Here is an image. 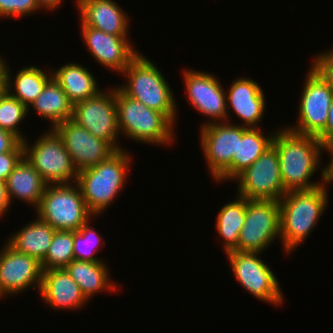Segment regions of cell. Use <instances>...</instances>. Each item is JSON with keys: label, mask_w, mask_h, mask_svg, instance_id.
<instances>
[{"label": "cell", "mask_w": 333, "mask_h": 333, "mask_svg": "<svg viewBox=\"0 0 333 333\" xmlns=\"http://www.w3.org/2000/svg\"><path fill=\"white\" fill-rule=\"evenodd\" d=\"M277 129L272 145L277 150L283 187L287 192L312 190L333 177L328 164L318 170L320 160H323L321 155H324L323 151L327 153V149L317 137L295 133L286 126ZM317 170L322 178L311 181Z\"/></svg>", "instance_id": "1"}, {"label": "cell", "mask_w": 333, "mask_h": 333, "mask_svg": "<svg viewBox=\"0 0 333 333\" xmlns=\"http://www.w3.org/2000/svg\"><path fill=\"white\" fill-rule=\"evenodd\" d=\"M330 183L333 177L312 190L288 191L279 200L280 240L286 255L294 253L318 224L329 206L327 186Z\"/></svg>", "instance_id": "2"}, {"label": "cell", "mask_w": 333, "mask_h": 333, "mask_svg": "<svg viewBox=\"0 0 333 333\" xmlns=\"http://www.w3.org/2000/svg\"><path fill=\"white\" fill-rule=\"evenodd\" d=\"M131 155L125 148L116 150L98 165L78 172L76 183L94 217L106 212L128 181Z\"/></svg>", "instance_id": "3"}, {"label": "cell", "mask_w": 333, "mask_h": 333, "mask_svg": "<svg viewBox=\"0 0 333 333\" xmlns=\"http://www.w3.org/2000/svg\"><path fill=\"white\" fill-rule=\"evenodd\" d=\"M121 75L125 76L123 78L127 82L118 87L127 96L163 113L174 125L176 124L179 112H176L174 92L165 76L151 60L140 52Z\"/></svg>", "instance_id": "4"}, {"label": "cell", "mask_w": 333, "mask_h": 333, "mask_svg": "<svg viewBox=\"0 0 333 333\" xmlns=\"http://www.w3.org/2000/svg\"><path fill=\"white\" fill-rule=\"evenodd\" d=\"M116 108L119 132L127 139L159 147L174 143L176 126L163 113L127 96L118 86Z\"/></svg>", "instance_id": "5"}, {"label": "cell", "mask_w": 333, "mask_h": 333, "mask_svg": "<svg viewBox=\"0 0 333 333\" xmlns=\"http://www.w3.org/2000/svg\"><path fill=\"white\" fill-rule=\"evenodd\" d=\"M36 215L55 230L78 231L94 216L77 183L47 184Z\"/></svg>", "instance_id": "6"}, {"label": "cell", "mask_w": 333, "mask_h": 333, "mask_svg": "<svg viewBox=\"0 0 333 333\" xmlns=\"http://www.w3.org/2000/svg\"><path fill=\"white\" fill-rule=\"evenodd\" d=\"M48 130L33 144L27 138L22 142L24 156L47 184L76 183L78 171L62 139L53 129Z\"/></svg>", "instance_id": "7"}, {"label": "cell", "mask_w": 333, "mask_h": 333, "mask_svg": "<svg viewBox=\"0 0 333 333\" xmlns=\"http://www.w3.org/2000/svg\"><path fill=\"white\" fill-rule=\"evenodd\" d=\"M259 255L261 253L236 250L226 253L237 283L256 299L280 307L285 299L278 278Z\"/></svg>", "instance_id": "8"}, {"label": "cell", "mask_w": 333, "mask_h": 333, "mask_svg": "<svg viewBox=\"0 0 333 333\" xmlns=\"http://www.w3.org/2000/svg\"><path fill=\"white\" fill-rule=\"evenodd\" d=\"M247 127L229 122L201 126L200 145L209 174L215 182L231 180V162L237 156L238 138Z\"/></svg>", "instance_id": "9"}, {"label": "cell", "mask_w": 333, "mask_h": 333, "mask_svg": "<svg viewBox=\"0 0 333 333\" xmlns=\"http://www.w3.org/2000/svg\"><path fill=\"white\" fill-rule=\"evenodd\" d=\"M108 90L102 89L97 96L73 104L71 120L107 141L115 150H121L124 148L118 140L121 133L117 123L116 87Z\"/></svg>", "instance_id": "10"}, {"label": "cell", "mask_w": 333, "mask_h": 333, "mask_svg": "<svg viewBox=\"0 0 333 333\" xmlns=\"http://www.w3.org/2000/svg\"><path fill=\"white\" fill-rule=\"evenodd\" d=\"M299 100L296 124L287 128L295 133L318 137L326 128L333 91L312 67H309Z\"/></svg>", "instance_id": "11"}, {"label": "cell", "mask_w": 333, "mask_h": 333, "mask_svg": "<svg viewBox=\"0 0 333 333\" xmlns=\"http://www.w3.org/2000/svg\"><path fill=\"white\" fill-rule=\"evenodd\" d=\"M277 238H280L279 201L247 199L246 217L235 250L262 253Z\"/></svg>", "instance_id": "12"}, {"label": "cell", "mask_w": 333, "mask_h": 333, "mask_svg": "<svg viewBox=\"0 0 333 333\" xmlns=\"http://www.w3.org/2000/svg\"><path fill=\"white\" fill-rule=\"evenodd\" d=\"M235 180L238 182L237 195L248 200L279 201L287 192L283 187L279 158L273 145Z\"/></svg>", "instance_id": "13"}, {"label": "cell", "mask_w": 333, "mask_h": 333, "mask_svg": "<svg viewBox=\"0 0 333 333\" xmlns=\"http://www.w3.org/2000/svg\"><path fill=\"white\" fill-rule=\"evenodd\" d=\"M182 71L188 102L190 101L192 107L200 114L211 118L208 122H203L201 126L220 122L230 123L231 116L226 109V91L220 85L219 79L207 71L202 72L191 68Z\"/></svg>", "instance_id": "14"}, {"label": "cell", "mask_w": 333, "mask_h": 333, "mask_svg": "<svg viewBox=\"0 0 333 333\" xmlns=\"http://www.w3.org/2000/svg\"><path fill=\"white\" fill-rule=\"evenodd\" d=\"M0 294L2 297L24 293L30 287L40 291L43 269L41 262L18 252L7 242L0 249Z\"/></svg>", "instance_id": "15"}, {"label": "cell", "mask_w": 333, "mask_h": 333, "mask_svg": "<svg viewBox=\"0 0 333 333\" xmlns=\"http://www.w3.org/2000/svg\"><path fill=\"white\" fill-rule=\"evenodd\" d=\"M53 130L62 139L78 172L98 165L116 151L107 141L95 137L71 119L56 125Z\"/></svg>", "instance_id": "16"}, {"label": "cell", "mask_w": 333, "mask_h": 333, "mask_svg": "<svg viewBox=\"0 0 333 333\" xmlns=\"http://www.w3.org/2000/svg\"><path fill=\"white\" fill-rule=\"evenodd\" d=\"M82 41L91 56L105 68L116 71L119 75L129 63L139 54L133 47L129 36L107 34L102 30L85 26L80 22Z\"/></svg>", "instance_id": "17"}, {"label": "cell", "mask_w": 333, "mask_h": 333, "mask_svg": "<svg viewBox=\"0 0 333 333\" xmlns=\"http://www.w3.org/2000/svg\"><path fill=\"white\" fill-rule=\"evenodd\" d=\"M229 102V103H228ZM266 97L261 86L252 78L235 79L226 92V109L229 107L241 119V126L258 128L266 112ZM262 119V120H261Z\"/></svg>", "instance_id": "18"}, {"label": "cell", "mask_w": 333, "mask_h": 333, "mask_svg": "<svg viewBox=\"0 0 333 333\" xmlns=\"http://www.w3.org/2000/svg\"><path fill=\"white\" fill-rule=\"evenodd\" d=\"M39 296L55 310L83 309L88 300L64 268L43 270Z\"/></svg>", "instance_id": "19"}, {"label": "cell", "mask_w": 333, "mask_h": 333, "mask_svg": "<svg viewBox=\"0 0 333 333\" xmlns=\"http://www.w3.org/2000/svg\"><path fill=\"white\" fill-rule=\"evenodd\" d=\"M79 20L107 34L128 36L130 18L114 0H75Z\"/></svg>", "instance_id": "20"}, {"label": "cell", "mask_w": 333, "mask_h": 333, "mask_svg": "<svg viewBox=\"0 0 333 333\" xmlns=\"http://www.w3.org/2000/svg\"><path fill=\"white\" fill-rule=\"evenodd\" d=\"M0 60L6 80V91L29 108L53 78L52 69L48 72L35 65L25 66L16 75L11 76L12 71L10 72L6 60L1 55Z\"/></svg>", "instance_id": "21"}, {"label": "cell", "mask_w": 333, "mask_h": 333, "mask_svg": "<svg viewBox=\"0 0 333 333\" xmlns=\"http://www.w3.org/2000/svg\"><path fill=\"white\" fill-rule=\"evenodd\" d=\"M7 196L10 202L18 199L37 209L41 202L47 183L34 169L25 156L14 167L5 181Z\"/></svg>", "instance_id": "22"}, {"label": "cell", "mask_w": 333, "mask_h": 333, "mask_svg": "<svg viewBox=\"0 0 333 333\" xmlns=\"http://www.w3.org/2000/svg\"><path fill=\"white\" fill-rule=\"evenodd\" d=\"M64 269L80 286L83 295L89 301L98 293L117 292L121 286L110 278V270L104 261L85 262L74 259Z\"/></svg>", "instance_id": "23"}, {"label": "cell", "mask_w": 333, "mask_h": 333, "mask_svg": "<svg viewBox=\"0 0 333 333\" xmlns=\"http://www.w3.org/2000/svg\"><path fill=\"white\" fill-rule=\"evenodd\" d=\"M53 70V78L62 87L72 104L97 96L102 91L95 76L82 64L67 62Z\"/></svg>", "instance_id": "24"}, {"label": "cell", "mask_w": 333, "mask_h": 333, "mask_svg": "<svg viewBox=\"0 0 333 333\" xmlns=\"http://www.w3.org/2000/svg\"><path fill=\"white\" fill-rule=\"evenodd\" d=\"M35 218L15 234L13 233L5 242L18 252L37 258L41 262L49 250L56 230L38 216Z\"/></svg>", "instance_id": "25"}, {"label": "cell", "mask_w": 333, "mask_h": 333, "mask_svg": "<svg viewBox=\"0 0 333 333\" xmlns=\"http://www.w3.org/2000/svg\"><path fill=\"white\" fill-rule=\"evenodd\" d=\"M30 108L35 110L41 118L49 120V128L53 129L56 125L72 118L73 104L62 87L52 78L30 105L28 111H31Z\"/></svg>", "instance_id": "26"}, {"label": "cell", "mask_w": 333, "mask_h": 333, "mask_svg": "<svg viewBox=\"0 0 333 333\" xmlns=\"http://www.w3.org/2000/svg\"><path fill=\"white\" fill-rule=\"evenodd\" d=\"M236 197V200L223 205L216 217L215 226L219 237L222 238L225 254L237 248L240 230L246 217L247 199L238 195Z\"/></svg>", "instance_id": "27"}, {"label": "cell", "mask_w": 333, "mask_h": 333, "mask_svg": "<svg viewBox=\"0 0 333 333\" xmlns=\"http://www.w3.org/2000/svg\"><path fill=\"white\" fill-rule=\"evenodd\" d=\"M276 130L272 134L264 135L258 128H248L238 138L237 156H233L231 162V180H234L241 172L253 164L273 144Z\"/></svg>", "instance_id": "28"}, {"label": "cell", "mask_w": 333, "mask_h": 333, "mask_svg": "<svg viewBox=\"0 0 333 333\" xmlns=\"http://www.w3.org/2000/svg\"><path fill=\"white\" fill-rule=\"evenodd\" d=\"M73 242L74 231L56 230L49 250L41 261L42 269L65 268L74 260Z\"/></svg>", "instance_id": "29"}, {"label": "cell", "mask_w": 333, "mask_h": 333, "mask_svg": "<svg viewBox=\"0 0 333 333\" xmlns=\"http://www.w3.org/2000/svg\"><path fill=\"white\" fill-rule=\"evenodd\" d=\"M91 219L88 220L78 231H74L73 252L74 259L85 262H102L103 260L96 257V253L105 243L102 236L91 227Z\"/></svg>", "instance_id": "30"}, {"label": "cell", "mask_w": 333, "mask_h": 333, "mask_svg": "<svg viewBox=\"0 0 333 333\" xmlns=\"http://www.w3.org/2000/svg\"><path fill=\"white\" fill-rule=\"evenodd\" d=\"M29 116L28 108L7 91L0 99V128L16 135L22 142L27 138L19 124Z\"/></svg>", "instance_id": "31"}, {"label": "cell", "mask_w": 333, "mask_h": 333, "mask_svg": "<svg viewBox=\"0 0 333 333\" xmlns=\"http://www.w3.org/2000/svg\"><path fill=\"white\" fill-rule=\"evenodd\" d=\"M39 10L36 0H0V17L19 19Z\"/></svg>", "instance_id": "32"}, {"label": "cell", "mask_w": 333, "mask_h": 333, "mask_svg": "<svg viewBox=\"0 0 333 333\" xmlns=\"http://www.w3.org/2000/svg\"><path fill=\"white\" fill-rule=\"evenodd\" d=\"M333 48V47H332ZM318 53L312 61V67L327 82L333 91V49Z\"/></svg>", "instance_id": "33"}, {"label": "cell", "mask_w": 333, "mask_h": 333, "mask_svg": "<svg viewBox=\"0 0 333 333\" xmlns=\"http://www.w3.org/2000/svg\"><path fill=\"white\" fill-rule=\"evenodd\" d=\"M24 156V147L21 142L13 151L0 153V179L6 181L14 167Z\"/></svg>", "instance_id": "34"}, {"label": "cell", "mask_w": 333, "mask_h": 333, "mask_svg": "<svg viewBox=\"0 0 333 333\" xmlns=\"http://www.w3.org/2000/svg\"><path fill=\"white\" fill-rule=\"evenodd\" d=\"M21 142L16 135L0 128V153L13 151Z\"/></svg>", "instance_id": "35"}, {"label": "cell", "mask_w": 333, "mask_h": 333, "mask_svg": "<svg viewBox=\"0 0 333 333\" xmlns=\"http://www.w3.org/2000/svg\"><path fill=\"white\" fill-rule=\"evenodd\" d=\"M317 138L327 150L333 145V99L329 108L326 128Z\"/></svg>", "instance_id": "36"}, {"label": "cell", "mask_w": 333, "mask_h": 333, "mask_svg": "<svg viewBox=\"0 0 333 333\" xmlns=\"http://www.w3.org/2000/svg\"><path fill=\"white\" fill-rule=\"evenodd\" d=\"M10 206L11 205L6 191V183L4 180L0 179V218H2L7 213Z\"/></svg>", "instance_id": "37"}, {"label": "cell", "mask_w": 333, "mask_h": 333, "mask_svg": "<svg viewBox=\"0 0 333 333\" xmlns=\"http://www.w3.org/2000/svg\"><path fill=\"white\" fill-rule=\"evenodd\" d=\"M62 1L64 0H36V3L41 10L45 8V11L49 10L50 12L51 10L54 11V9L57 10L56 8L61 5Z\"/></svg>", "instance_id": "38"}, {"label": "cell", "mask_w": 333, "mask_h": 333, "mask_svg": "<svg viewBox=\"0 0 333 333\" xmlns=\"http://www.w3.org/2000/svg\"><path fill=\"white\" fill-rule=\"evenodd\" d=\"M5 92H6V80H5V76H4V72H3L2 64H1V60H0V99L5 94Z\"/></svg>", "instance_id": "39"}, {"label": "cell", "mask_w": 333, "mask_h": 333, "mask_svg": "<svg viewBox=\"0 0 333 333\" xmlns=\"http://www.w3.org/2000/svg\"><path fill=\"white\" fill-rule=\"evenodd\" d=\"M328 155H330V162H328V167L329 170L331 172V174L333 175V145L327 150Z\"/></svg>", "instance_id": "40"}]
</instances>
